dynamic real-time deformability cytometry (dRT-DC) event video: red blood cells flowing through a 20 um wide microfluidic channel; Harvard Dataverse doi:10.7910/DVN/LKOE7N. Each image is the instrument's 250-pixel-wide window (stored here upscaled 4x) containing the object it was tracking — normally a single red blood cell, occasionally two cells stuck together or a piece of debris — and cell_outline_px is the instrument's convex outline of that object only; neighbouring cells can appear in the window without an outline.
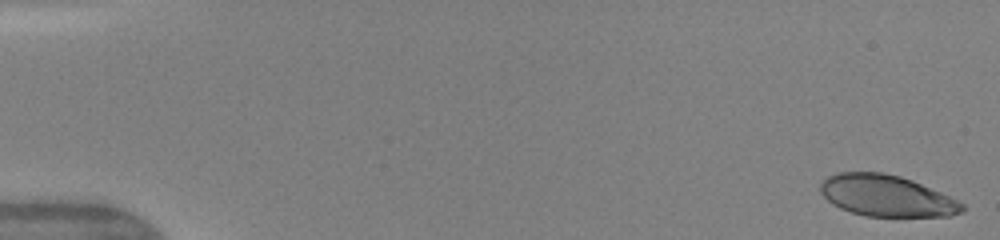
{"species": "human", "species_latin": "Homo sapiens", "temperature_condition": "warm", "stored_images_in_passage": 48, "camera_frame_rate_fps": 3000, "um_per_image_px": 0.085, "donor": {"sex": "female"}, "frame": {"image": 1, "passage_image": 1, "time_ms": 0.0, "image_size_px": [1000, 240], "cell_outline_px": [[964, 212], [948, 216], [864, 216], [840, 208], [832, 204], [820, 192], [820, 184], [828, 176], [836, 172], [884, 172], [900, 176], [912, 180], [940, 192], [964, 204]], "centroid_in_image_um": [75.33, 16.64], "position_along_channel_um": 9.7, "area_um2": 34.04}}
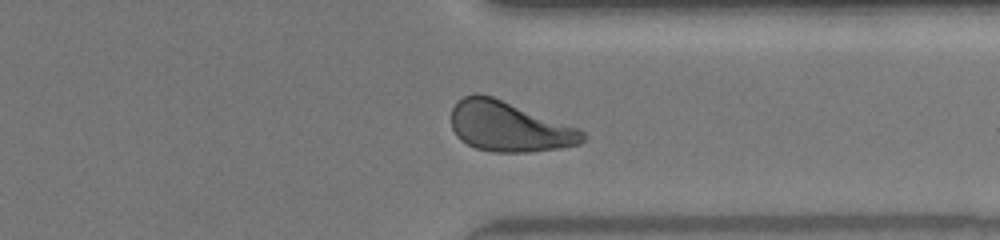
{"frame": {"image": 2, "passage_image": 38, "time_ms": 12.333, "image_size_px": [1000, 240], "cell_outline_px": [[588, 136], [580, 144], [560, 148], [528, 152], [492, 152], [476, 148], [460, 140], [456, 136], [452, 128], [452, 108], [464, 96], [476, 92], [492, 96], [580, 128]], "centroid_in_image_um": [43.29, 10.76], "position_along_channel_um": 368.1, "area_um2": 38.49}}
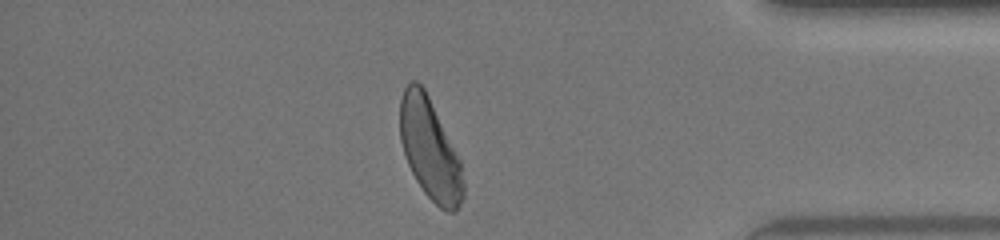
{"frame": {"image": 3, "passage_image": 42, "time_ms": 13.667, "image_size_px": [1000, 240], "cell_outline_px": [[464, 196], [456, 212], [448, 212], [440, 208], [424, 192], [416, 180], [404, 156], [400, 140], [400, 100], [404, 88], [412, 80], [416, 80], [424, 88], [460, 160], [464, 184]], "centroid_in_image_um": [36.53, 12.7], "position_along_channel_um": 398.7, "area_um2": 36.93}, "authors_computed_cell_mechanics": {"area_um2": 37.6856, "velocity_mm_per_s": 4.1764, "shape_relaxation_time_tau1_ms": 3.0294, "shape_relaxation_time_tau2_ms": 0.6802, "deformation_change_tau1": 0.1564, "deformation_change_tau2": 0.0626}}